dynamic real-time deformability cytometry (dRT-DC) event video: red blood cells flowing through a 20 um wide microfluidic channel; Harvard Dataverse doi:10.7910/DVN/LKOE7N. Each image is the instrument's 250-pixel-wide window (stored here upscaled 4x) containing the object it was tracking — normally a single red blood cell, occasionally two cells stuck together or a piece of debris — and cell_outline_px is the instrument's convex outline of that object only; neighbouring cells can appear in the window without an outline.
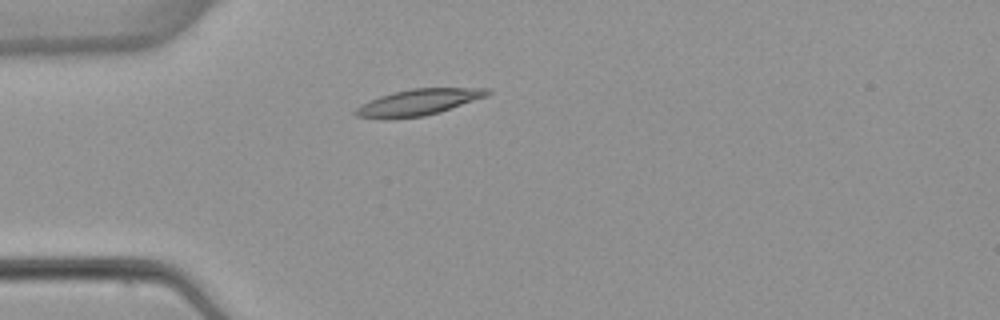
{"species": "common noctule bat (a hibernating species)", "species_latin": "Nyctalus noctula", "temperature_condition": "warm", "stored_images_in_passage": 1, "camera_frame_rate_fps": 3000, "um_per_image_px": 0.085, "animal": {"sex": "female", "body_mass_g": 22.7, "forearm_length_mm": 54.2}, "frame": {"image": 1, "passage_image": 1, "time_ms": 0.0, "image_size_px": [1000, 320], "cell_outline_px": [[492, 92], [488, 96], [440, 112], [424, 116], [356, 116], [352, 112], [356, 108], [368, 100], [392, 92], [412, 88], [488, 88]], "centroid_in_image_um": [35.66, 8.64], "position_along_channel_um": 49.3, "area_um2": 19.48}}